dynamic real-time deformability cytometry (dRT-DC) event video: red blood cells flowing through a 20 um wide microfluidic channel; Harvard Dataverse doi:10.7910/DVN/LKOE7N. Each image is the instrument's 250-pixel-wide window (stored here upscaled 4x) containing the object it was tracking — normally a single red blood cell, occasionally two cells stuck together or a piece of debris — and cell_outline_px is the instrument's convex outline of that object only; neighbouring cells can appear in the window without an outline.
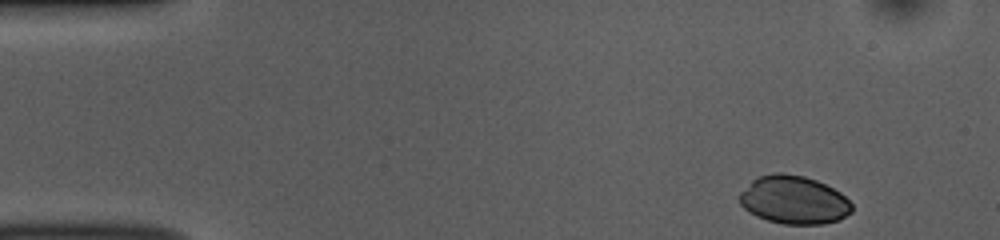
{"species": "common noctule bat (a hibernating species)", "species_latin": "Nyctalus noctula", "temperature_condition": "room temperature", "stored_images_in_passage": 48, "camera_frame_rate_fps": 3000, "um_per_image_px": 0.085, "animal": {"sex": "female", "body_mass_g": 10.0, "forearm_length_mm": 53.1}, "frame": {"image": 1, "passage_image": 1, "time_ms": 0.0, "image_size_px": [1000, 240], "cell_outline_px": [[852, 212], [840, 220], [824, 224], [784, 224], [768, 220], [756, 216], [744, 208], [740, 204], [736, 196], [752, 180], [760, 176], [776, 172], [784, 172], [804, 176], [816, 180], [840, 192], [852, 204]], "centroid_in_image_um": [67.46, 16.99], "position_along_channel_um": 17.5, "area_um2": 31.73}}
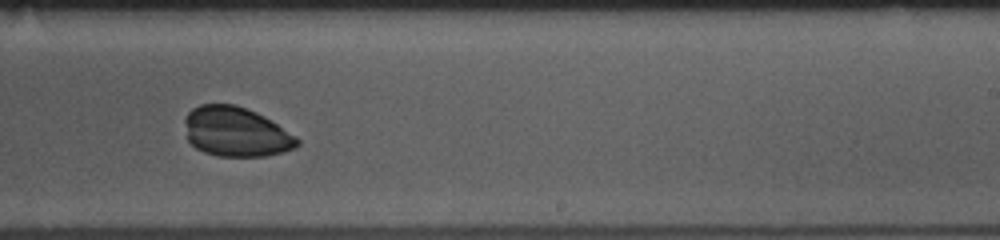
{"frame": {"image": 2, "passage_image": 28, "time_ms": 9.0, "image_size_px": [1000, 240], "cell_outline_px": [[300, 144], [296, 148], [284, 152], [268, 156], [216, 156], [204, 152], [196, 148], [188, 140], [184, 120], [184, 116], [192, 108], [200, 104], [236, 104], [256, 112], [264, 116], [296, 136], [300, 140]], "centroid_in_image_um": [20.06, 11.21], "position_along_channel_um": 268.9, "area_um2": 32.77}}
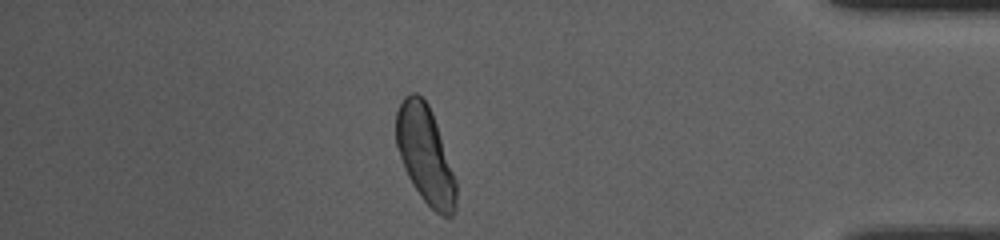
{"frame": {"image": 3, "passage_image": 41, "time_ms": 13.333, "image_size_px": [1000, 240], "cell_outline_px": [[456, 212], [448, 220], [436, 212], [420, 196], [412, 184], [404, 168], [396, 144], [396, 112], [404, 96], [412, 92], [416, 92], [428, 104], [432, 112], [456, 180]], "centroid_in_image_um": [36.15, 13.19], "position_along_channel_um": 399.0, "area_um2": 33.93}}